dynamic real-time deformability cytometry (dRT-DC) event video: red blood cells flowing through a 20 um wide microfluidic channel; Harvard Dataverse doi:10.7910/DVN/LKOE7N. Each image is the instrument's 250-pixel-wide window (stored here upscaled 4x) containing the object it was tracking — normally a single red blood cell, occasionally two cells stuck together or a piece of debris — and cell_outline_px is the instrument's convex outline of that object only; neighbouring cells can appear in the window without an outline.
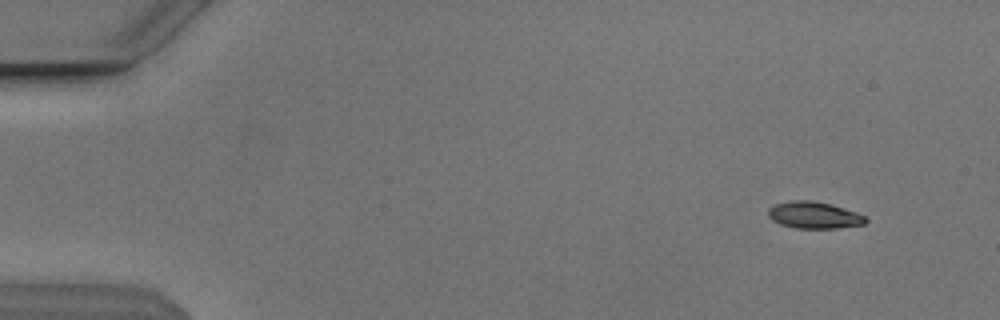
{"species": "Egyptian fruit bat (a non-hibernating species)", "species_latin": "Rousettus aegyptiacus", "temperature_condition": "cold", "stored_images_in_passage": 50, "camera_frame_rate_fps": 3000, "um_per_image_px": 0.085, "animal": {"sex": "male"}, "frame": {"image": 1, "passage_image": 1, "time_ms": 0.0, "image_size_px": [1000, 320], "cell_outline_px": [[868, 220], [864, 224], [836, 228], [796, 228], [780, 224], [772, 220], [768, 216], [768, 208], [776, 204], [792, 200], [808, 200], [828, 204], [856, 212], [864, 216]], "centroid_in_image_um": [69.16, 18.29], "position_along_channel_um": 15.8, "area_um2": 14.97}}
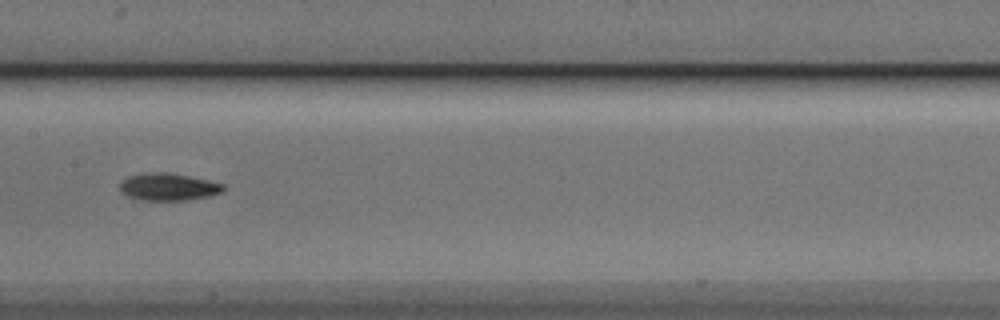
{"frame": {"image": 2, "passage_image": 24, "time_ms": 7.667, "image_size_px": [1000, 320], "cell_outline_px": [[224, 188], [220, 192], [208, 196], [184, 200], [148, 200], [128, 196], [120, 192], [120, 184], [128, 176], [148, 172], [168, 172], [208, 180], [224, 184]], "centroid_in_image_um": [14.29, 15.87], "position_along_channel_um": 193.1, "area_um2": 16.18}}
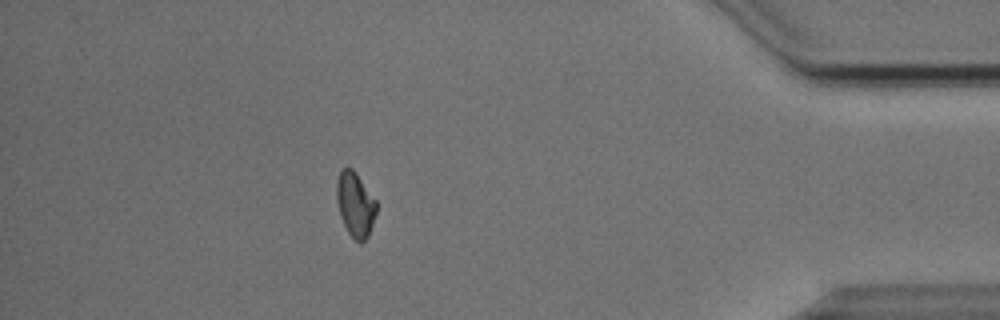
{"frame": {"image": 3, "passage_image": 44, "time_ms": 14.333, "image_size_px": [1000, 320], "cell_outline_px": [[376, 212], [368, 236], [360, 244], [348, 232], [340, 216], [336, 200], [336, 180], [340, 172], [344, 168], [352, 168], [356, 172], [376, 200]], "centroid_in_image_um": [30.18, 17.36], "position_along_channel_um": 405.0, "area_um2": 14.91}, "authors_computed_cell_mechanics": {"area_um2": 15.3748, "velocity_mm_per_s": 3.8432, "shape_relaxation_time_tau1_ms": 3.419, "shape_relaxation_time_tau2_ms": null, "deformation_change_tau1": 0.1194, "deformation_change_tau2": null}}